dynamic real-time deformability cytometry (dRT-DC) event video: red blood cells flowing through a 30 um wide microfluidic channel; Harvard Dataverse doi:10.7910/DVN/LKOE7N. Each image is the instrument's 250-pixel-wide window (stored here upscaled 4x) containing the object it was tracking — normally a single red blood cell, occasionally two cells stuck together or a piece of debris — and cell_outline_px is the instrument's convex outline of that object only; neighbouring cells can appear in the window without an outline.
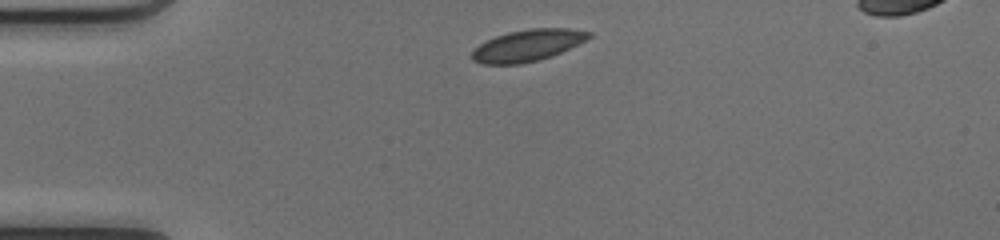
{"species": "common noctule bat (a hibernating species)", "species_latin": "Nyctalus noctula", "temperature_condition": "cold", "stored_images_in_passage": 27, "camera_frame_rate_fps": 3000, "um_per_image_px": 0.085, "animal": {"sex": "female", "body_mass_g": 17.0, "forearm_length_mm": 48.0}, "frame": {"image": 1, "passage_image": 1, "time_ms": 0.0, "image_size_px": [1000, 240], "cell_outline_px": [[584, 36], [544, 56], [528, 60], [480, 60], [476, 56], [476, 52], [484, 44], [492, 40], [504, 36], [524, 32], [564, 32]], "centroid_in_image_um": [44.62, 3.89], "position_along_channel_um": 40.4, "area_um2": 14.91}}
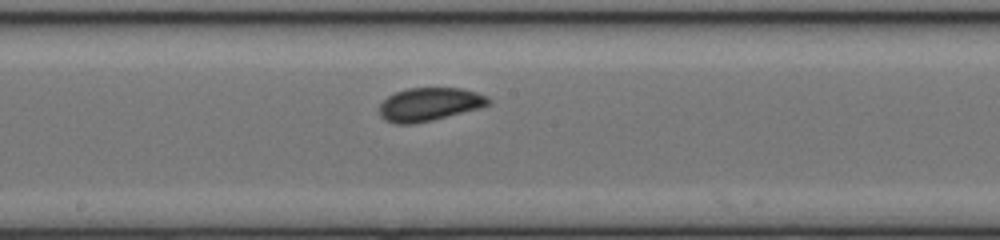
{"frame": {"image": 2, "passage_image": 16, "time_ms": 5.0, "image_size_px": [1000, 240], "cell_outline_px": [[484, 100], [480, 104], [436, 116], [416, 120], [396, 120], [388, 116], [384, 112], [388, 104], [396, 96], [404, 92], [460, 92], [476, 96]], "centroid_in_image_um": [36.42, 8.89], "position_along_channel_um": 211.8, "area_um2": 14.33}}
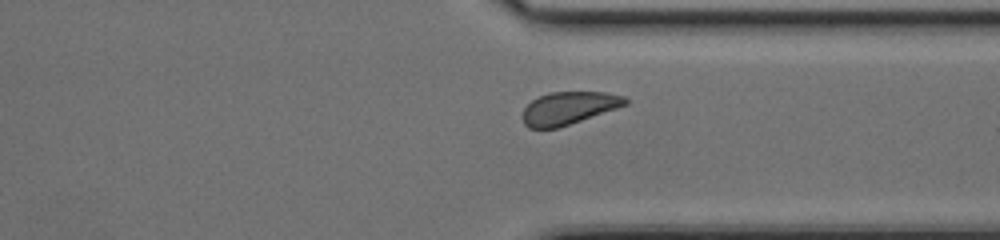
{"frame": {"image": 3, "passage_image": 27, "time_ms": 8.667, "image_size_px": [1000, 240], "cell_outline_px": [[624, 100], [620, 104], [576, 120], [552, 128], [536, 128], [528, 124], [528, 108], [536, 100], [544, 96], [564, 92], [588, 92], [608, 96]], "centroid_in_image_um": [48.22, 9.19], "position_along_channel_um": 363.2, "area_um2": 16.01}}